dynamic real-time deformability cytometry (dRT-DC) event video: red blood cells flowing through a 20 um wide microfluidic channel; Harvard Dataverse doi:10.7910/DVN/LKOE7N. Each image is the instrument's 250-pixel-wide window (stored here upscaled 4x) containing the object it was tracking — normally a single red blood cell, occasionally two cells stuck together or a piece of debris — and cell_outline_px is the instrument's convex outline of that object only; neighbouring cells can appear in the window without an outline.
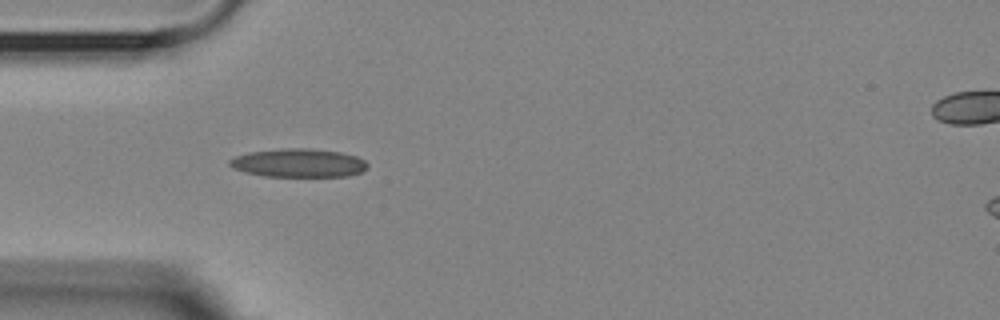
{"species": "Egyptian fruit bat (a non-hibernating species)", "species_latin": "Rousettus aegyptiacus", "temperature_condition": "room temperature", "stored_images_in_passage": 2, "camera_frame_rate_fps": 3000, "um_per_image_px": 0.085, "animal": {"sex": "female"}, "frame": {"image": 1, "passage_image": 1, "time_ms": 0.0, "image_size_px": [1000, 320], "cell_outline_px": [[368, 168], [360, 172], [348, 176], [264, 176], [244, 172], [232, 168], [228, 164], [228, 160], [236, 156], [248, 152], [288, 148], [308, 148], [340, 152], [356, 156], [364, 160], [368, 164]], "centroid_in_image_um": [25.36, 13.85], "position_along_channel_um": 59.6, "area_um2": 22.89}}
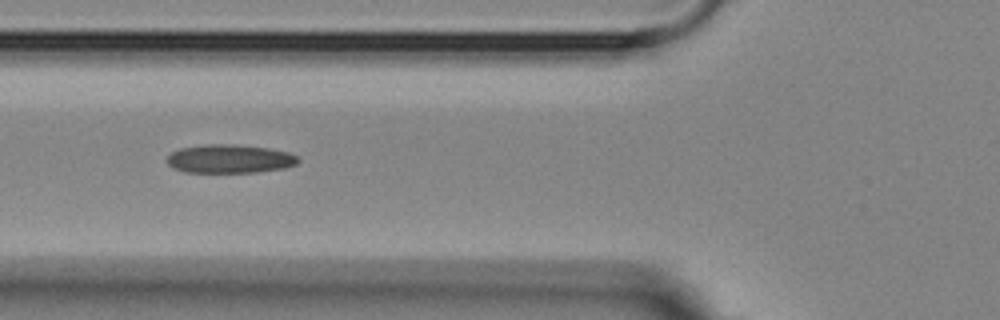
{"frame": {"image": 2, "passage_image": 2, "time_ms": 1.333, "image_size_px": [1000, 320], "cell_outline_px": [[300, 160], [296, 164], [284, 168], [256, 172], [184, 172], [172, 168], [168, 164], [168, 156], [172, 152], [180, 148], [208, 144], [228, 144], [268, 148], [288, 152], [296, 156]], "centroid_in_image_um": [19.51, 13.5], "position_along_channel_um": 106.3, "area_um2": 21.68}}